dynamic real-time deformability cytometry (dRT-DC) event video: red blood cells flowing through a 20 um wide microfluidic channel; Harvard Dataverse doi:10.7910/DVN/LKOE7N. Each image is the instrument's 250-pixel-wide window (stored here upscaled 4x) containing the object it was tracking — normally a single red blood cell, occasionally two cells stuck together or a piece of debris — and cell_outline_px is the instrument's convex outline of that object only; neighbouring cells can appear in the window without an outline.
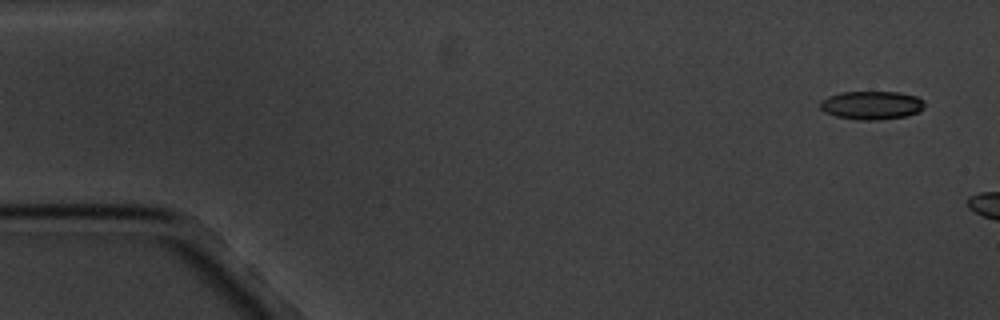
{"species": "common noctule bat (a hibernating species)", "species_latin": "Nyctalus noctula", "temperature_condition": "cold", "stored_images_in_passage": 3, "camera_frame_rate_fps": 3000, "um_per_image_px": 0.085, "animal": {"sex": "male", "body_mass_g": 20.1, "forearm_length_mm": 53.5}, "frame": {"image": 1, "passage_image": 1, "time_ms": 0.0, "image_size_px": [1000, 320], "cell_outline_px": [[924, 108], [916, 112], [904, 116], [872, 120], [860, 120], [836, 116], [824, 112], [816, 104], [820, 100], [828, 96], [840, 92], [900, 92], [916, 96], [924, 100]], "centroid_in_image_um": [74.02, 8.93], "position_along_channel_um": 11.0, "area_um2": 17.34}}